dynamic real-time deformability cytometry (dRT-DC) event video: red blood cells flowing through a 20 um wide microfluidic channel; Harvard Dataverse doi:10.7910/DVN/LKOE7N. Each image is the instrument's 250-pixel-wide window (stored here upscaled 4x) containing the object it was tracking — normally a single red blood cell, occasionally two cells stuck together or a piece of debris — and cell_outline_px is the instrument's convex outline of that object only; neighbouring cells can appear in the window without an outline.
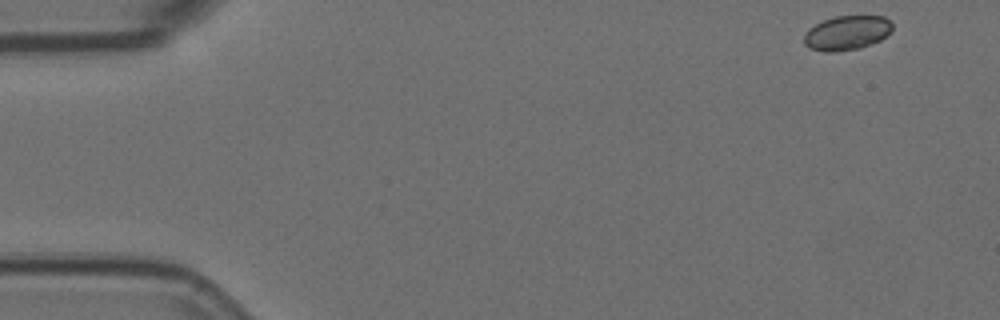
{"species": "Egyptian fruit bat (a non-hibernating species)", "species_latin": "Rousettus aegyptiacus", "temperature_condition": "room temperature", "stored_images_in_passage": 3, "camera_frame_rate_fps": 3000, "um_per_image_px": 0.085, "animal": {"sex": "female"}, "frame": {"image": 1, "passage_image": 1, "time_ms": 0.0, "image_size_px": [1000, 320], "cell_outline_px": [[892, 28], [880, 40], [860, 48], [836, 52], [824, 52], [812, 48], [804, 44], [804, 32], [808, 28], [824, 20], [836, 16], [884, 16], [892, 20]], "centroid_in_image_um": [71.97, 2.79], "position_along_channel_um": 13.0, "area_um2": 17.69}}
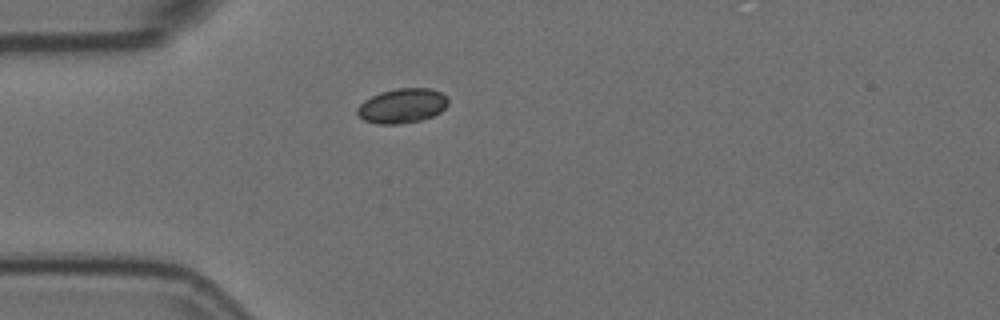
{"frame": {"image": 2, "passage_image": 3, "time_ms": 0.667, "image_size_px": [1000, 320], "cell_outline_px": [[448, 104], [440, 112], [432, 116], [420, 120], [396, 124], [380, 124], [364, 120], [356, 112], [356, 108], [364, 100], [380, 92], [396, 88], [432, 88], [440, 92], [448, 100]], "centroid_in_image_um": [34.17, 8.98], "position_along_channel_um": 50.8, "area_um2": 18.21}}